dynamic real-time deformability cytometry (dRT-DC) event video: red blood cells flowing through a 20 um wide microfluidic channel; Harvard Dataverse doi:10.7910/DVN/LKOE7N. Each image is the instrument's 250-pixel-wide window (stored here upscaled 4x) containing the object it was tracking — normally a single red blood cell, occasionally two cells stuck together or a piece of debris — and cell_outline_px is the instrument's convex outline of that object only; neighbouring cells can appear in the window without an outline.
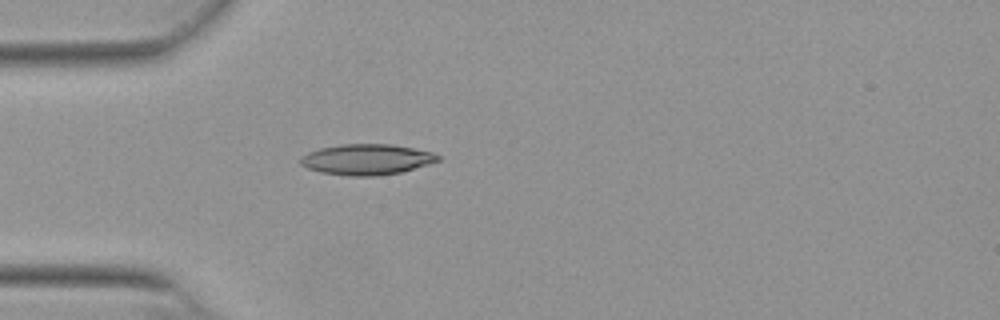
{"species": "Egyptian fruit bat (a non-hibernating species)", "species_latin": "Rousettus aegyptiacus", "temperature_condition": "warm", "stored_images_in_passage": 38, "camera_frame_rate_fps": 3000, "um_per_image_px": 0.085, "animal": {"sex": "female"}, "frame": {"image": 1, "passage_image": 1, "time_ms": 0.0, "image_size_px": [1000, 320], "cell_outline_px": [[440, 160], [428, 164], [400, 172], [380, 176], [348, 176], [320, 172], [308, 168], [300, 164], [300, 156], [308, 152], [320, 148], [340, 144], [392, 144], [432, 152], [440, 156]], "centroid_in_image_um": [31.14, 13.55], "position_along_channel_um": 53.9, "area_um2": 24.62}}
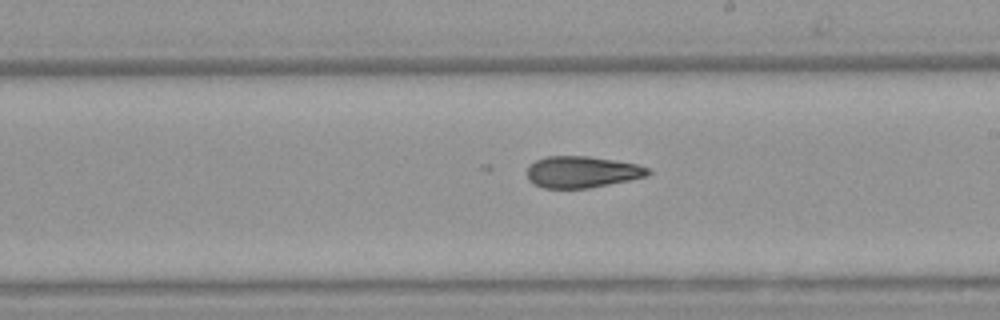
{"frame": {"image": 2, "passage_image": 16, "time_ms": 5.0, "image_size_px": [1000, 320], "cell_outline_px": [[652, 172], [648, 176], [588, 188], [544, 188], [532, 184], [528, 180], [528, 168], [536, 160], [544, 156], [588, 156], [636, 164], [648, 168]], "centroid_in_image_um": [49.45, 14.62], "position_along_channel_um": 239.5, "area_um2": 22.08}}
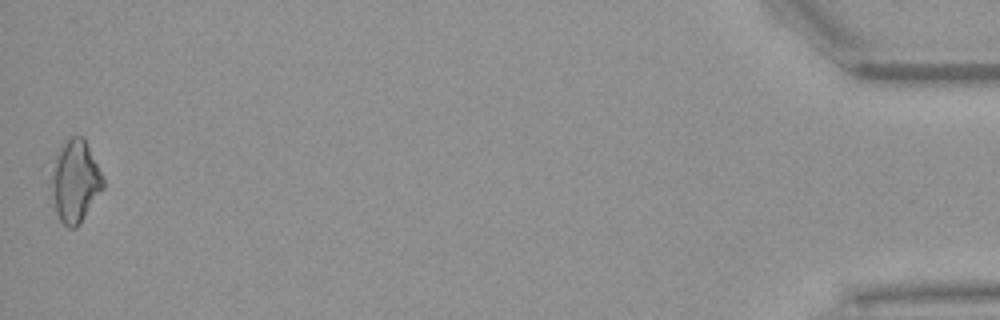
{"frame": {"image": 3, "passage_image": 38, "time_ms": 12.333, "image_size_px": [1000, 320], "cell_outline_px": [[104, 188], [80, 224], [76, 228], [68, 228], [60, 220], [56, 212], [48, 188], [48, 180], [56, 152], [72, 136], [84, 136], [104, 180]], "centroid_in_image_um": [6.34, 15.43], "position_along_channel_um": 428.9, "area_um2": 25.32}, "authors_computed_cell_mechanics": {"area_um2": 22.6287, "velocity_mm_per_s": 3.8775, "shape_relaxation_time_tau1_ms": null, "shape_relaxation_time_tau2_ms": 4.8131, "deformation_change_tau1": null, "deformation_change_tau2": 0.147}}